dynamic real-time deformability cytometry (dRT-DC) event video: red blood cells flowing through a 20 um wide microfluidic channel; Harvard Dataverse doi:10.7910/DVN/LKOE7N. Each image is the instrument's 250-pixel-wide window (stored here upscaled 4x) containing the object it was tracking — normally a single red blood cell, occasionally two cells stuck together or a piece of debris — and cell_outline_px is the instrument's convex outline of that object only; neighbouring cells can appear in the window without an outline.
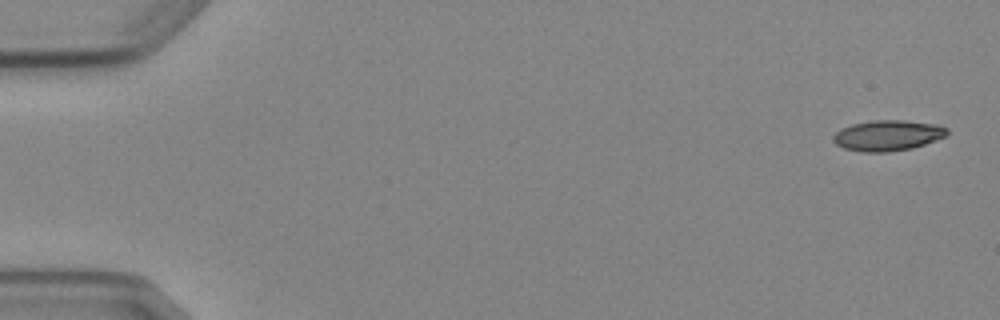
{"species": "Egyptian fruit bat (a non-hibernating species)", "species_latin": "Rousettus aegyptiacus", "temperature_condition": "cold", "stored_images_in_passage": 6, "camera_frame_rate_fps": 3000, "um_per_image_px": 0.085, "animal": {"sex": "female"}, "frame": {"image": 1, "passage_image": 1, "time_ms": 0.0, "image_size_px": [1000, 320], "cell_outline_px": [[948, 136], [912, 148], [888, 152], [864, 152], [844, 148], [836, 144], [832, 140], [832, 136], [840, 128], [852, 124], [872, 120], [904, 120], [936, 124], [948, 128]], "centroid_in_image_um": [75.46, 11.51], "position_along_channel_um": 9.5, "area_um2": 20.46}}
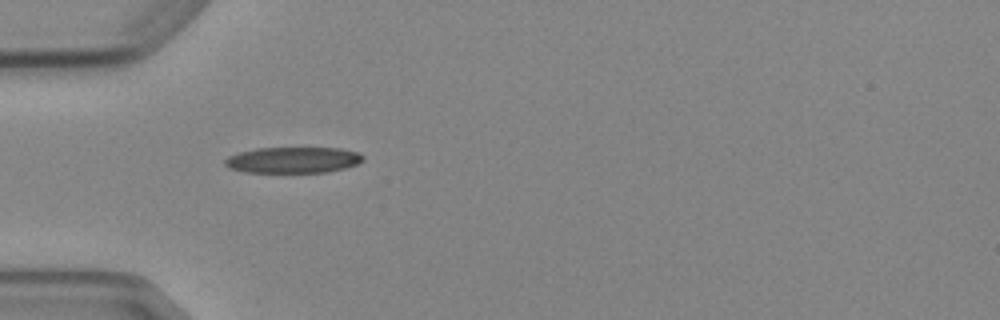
{"frame": {"image": 2, "passage_image": 5, "time_ms": 5.0, "image_size_px": [1000, 320], "cell_outline_px": [[364, 160], [356, 164], [344, 168], [328, 172], [244, 172], [228, 168], [224, 164], [224, 160], [228, 156], [240, 152], [256, 148], [340, 148], [360, 152], [364, 156]], "centroid_in_image_um": [24.91, 13.59], "position_along_channel_um": 60.1, "area_um2": 21.04}}
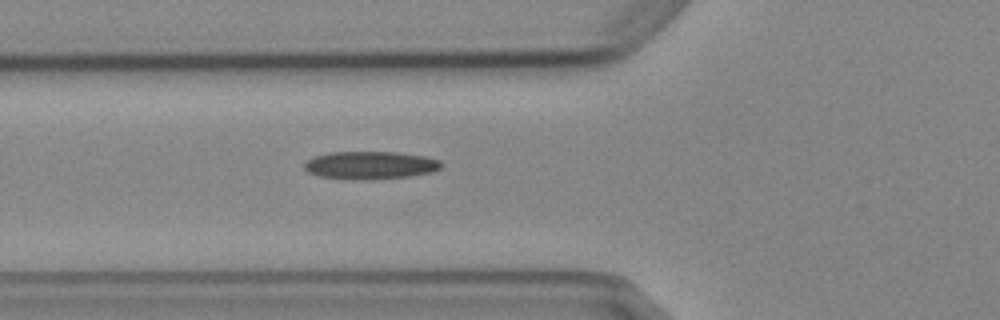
{"frame": {"image": 3, "passage_image": 6, "time_ms": 6.0, "image_size_px": [1000, 320], "cell_outline_px": [[444, 164], [440, 168], [432, 172], [412, 176], [316, 176], [308, 172], [304, 168], [304, 160], [312, 156], [328, 152], [396, 152], [424, 156], [440, 160]], "centroid_in_image_um": [31.48, 13.97], "position_along_channel_um": 94.3, "area_um2": 21.1}}